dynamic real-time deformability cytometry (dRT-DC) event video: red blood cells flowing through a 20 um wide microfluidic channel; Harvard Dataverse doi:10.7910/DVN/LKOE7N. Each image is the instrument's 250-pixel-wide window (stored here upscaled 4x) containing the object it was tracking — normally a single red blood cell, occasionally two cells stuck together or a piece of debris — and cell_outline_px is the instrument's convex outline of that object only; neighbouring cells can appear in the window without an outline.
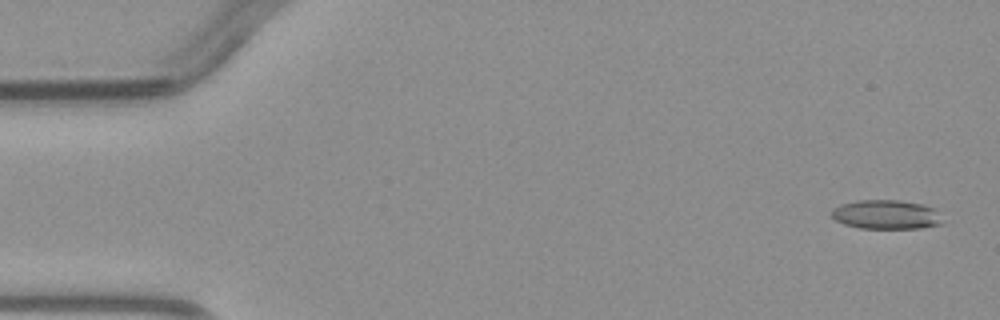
{"species": "common noctule bat (a hibernating species)", "species_latin": "Nyctalus noctula", "temperature_condition": "warm", "stored_images_in_passage": 3, "camera_frame_rate_fps": 3000, "um_per_image_px": 0.085, "animal": {"sex": "male", "body_mass_g": 23.1, "forearm_length_mm": 52.7}, "frame": {"image": 1, "passage_image": 1, "time_ms": 0.0, "image_size_px": [1000, 320], "cell_outline_px": [[940, 224], [920, 228], [860, 228], [844, 224], [836, 220], [832, 216], [832, 208], [840, 204], [856, 200], [900, 200], [924, 204], [936, 208]], "centroid_in_image_um": [75.29, 18.22], "position_along_channel_um": 9.7, "area_um2": 18.79}}
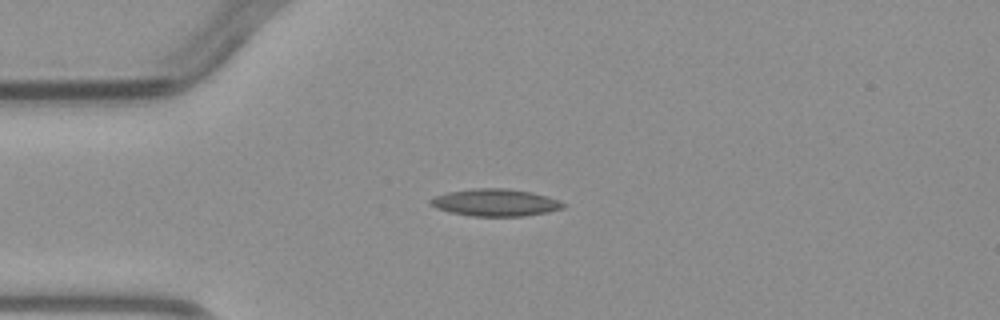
{"frame": {"image": 2, "passage_image": 3, "time_ms": 3.333, "image_size_px": [1000, 320], "cell_outline_px": [[568, 204], [564, 208], [548, 212], [524, 216], [472, 216], [448, 212], [436, 208], [428, 200], [432, 196], [448, 192], [472, 188], [508, 188], [532, 192], [548, 196], [560, 200]], "centroid_in_image_um": [42.13, 17.21], "position_along_channel_um": 42.9, "area_um2": 21.39}}